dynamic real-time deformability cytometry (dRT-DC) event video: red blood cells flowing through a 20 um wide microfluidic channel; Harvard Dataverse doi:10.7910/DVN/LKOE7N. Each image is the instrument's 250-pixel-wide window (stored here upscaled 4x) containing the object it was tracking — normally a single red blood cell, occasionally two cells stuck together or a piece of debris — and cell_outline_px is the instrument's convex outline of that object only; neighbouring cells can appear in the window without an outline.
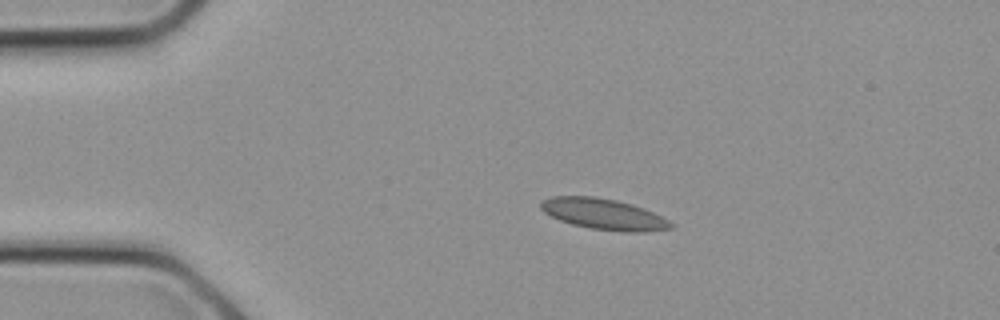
{"species": "common noctule bat (a hibernating species)", "species_latin": "Nyctalus noctula", "temperature_condition": "cold", "stored_images_in_passage": 8, "camera_frame_rate_fps": 3000, "um_per_image_px": 0.085, "animal": {"sex": "female", "body_mass_g": 21.9}, "frame": {"image": 1, "passage_image": 4, "time_ms": 1.0, "image_size_px": [1000, 320], "cell_outline_px": [[672, 228], [644, 232], [624, 232], [592, 228], [572, 224], [560, 220], [544, 212], [540, 208], [540, 200], [552, 196], [596, 196], [616, 200], [632, 204], [644, 208], [668, 220], [672, 224]], "centroid_in_image_um": [51.28, 18.19], "position_along_channel_um": 33.7, "area_um2": 23.35}}
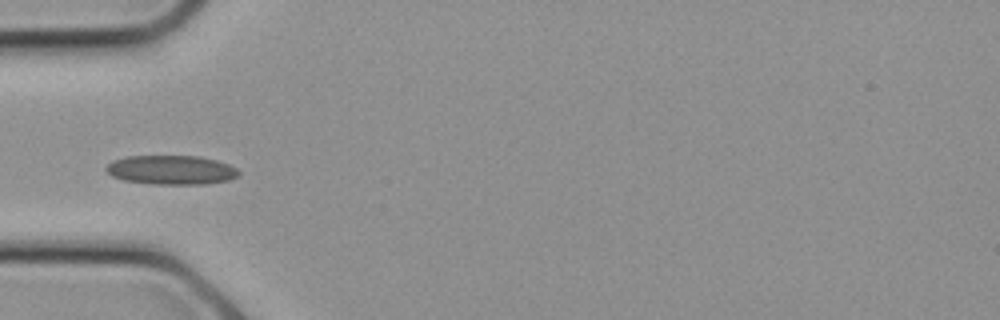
{"frame": {"image": 2, "passage_image": 7, "time_ms": 2.0, "image_size_px": [1000, 320], "cell_outline_px": [[240, 172], [236, 176], [228, 180], [204, 184], [152, 184], [124, 180], [112, 176], [104, 168], [112, 160], [128, 156], [200, 156], [216, 160], [228, 164], [236, 168]], "centroid_in_image_um": [14.54, 14.44], "position_along_channel_um": 70.5, "area_um2": 22.48}}